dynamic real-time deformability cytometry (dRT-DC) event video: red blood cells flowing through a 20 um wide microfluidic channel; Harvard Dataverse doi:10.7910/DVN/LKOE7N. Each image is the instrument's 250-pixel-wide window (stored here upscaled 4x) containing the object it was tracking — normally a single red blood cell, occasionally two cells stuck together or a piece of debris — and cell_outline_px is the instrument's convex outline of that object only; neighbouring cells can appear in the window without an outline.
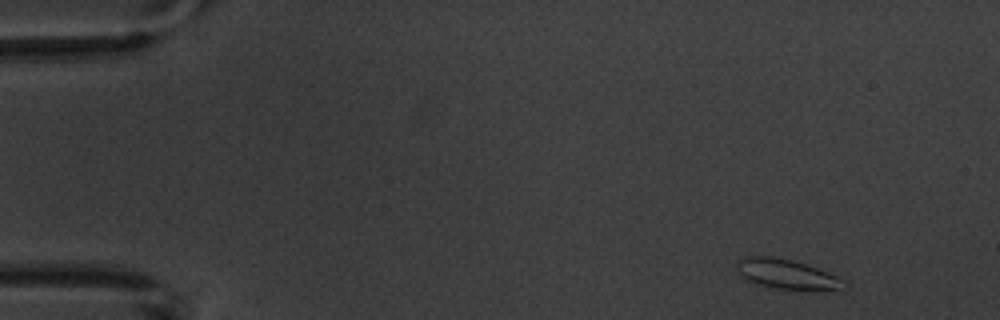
{"species": "common noctule bat (a hibernating species)", "species_latin": "Nyctalus noctula", "temperature_condition": "warm", "stored_images_in_passage": 4, "camera_frame_rate_fps": 3000, "um_per_image_px": 0.085, "animal": {"sex": "male", "body_mass_g": 20.1, "forearm_length_mm": 53.5}, "frame": {"image": 1, "passage_image": 1, "time_ms": 0.0, "image_size_px": [1000, 320], "cell_outline_px": [[848, 288], [776, 288], [760, 284], [748, 280], [736, 268], [736, 260], [748, 256], [768, 256], [792, 260], [816, 268], [836, 276], [844, 280]], "centroid_in_image_um": [66.81, 23.26], "position_along_channel_um": 18.2, "area_um2": 17.63}}
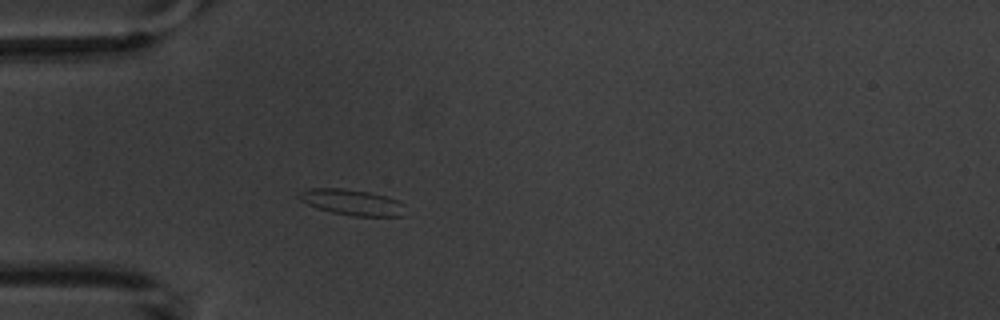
{"frame": {"image": 2, "passage_image": 4, "time_ms": 3.667, "image_size_px": [1000, 320], "cell_outline_px": [[404, 216], [352, 216], [332, 212], [308, 204], [300, 200], [296, 196], [300, 192], [308, 188], [344, 188], [368, 192], [384, 196], [396, 200], [404, 204]], "centroid_in_image_um": [29.91, 17.19], "position_along_channel_um": 55.1, "area_um2": 15.84}}